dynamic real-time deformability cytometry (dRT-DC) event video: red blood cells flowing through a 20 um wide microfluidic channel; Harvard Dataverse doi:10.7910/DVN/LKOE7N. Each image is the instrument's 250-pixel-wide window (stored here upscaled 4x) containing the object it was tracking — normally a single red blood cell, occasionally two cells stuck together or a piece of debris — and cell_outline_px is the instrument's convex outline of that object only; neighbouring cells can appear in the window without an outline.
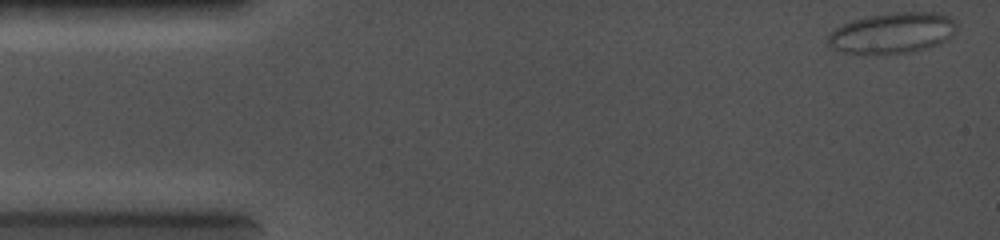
{"species": "common noctule bat (a hibernating species)", "species_latin": "Nyctalus noctula", "temperature_condition": "cold", "stored_images_in_passage": 4, "camera_frame_rate_fps": 5000, "um_per_image_px": 0.085, "animal": {"sex": "female", "body_mass_g": 19.0, "forearm_length_mm": 56.7}, "frame": {"image": 1, "passage_image": 1, "time_ms": 0.0, "image_size_px": [1000, 240], "cell_outline_px": [[956, 32], [948, 40], [940, 44], [912, 52], [840, 52], [832, 48], [828, 44], [828, 36], [840, 24], [852, 20], [868, 16], [896, 12], [940, 12], [956, 20]], "centroid_in_image_um": [75.91, 2.77], "position_along_channel_um": 9.1, "area_um2": 30.4}}
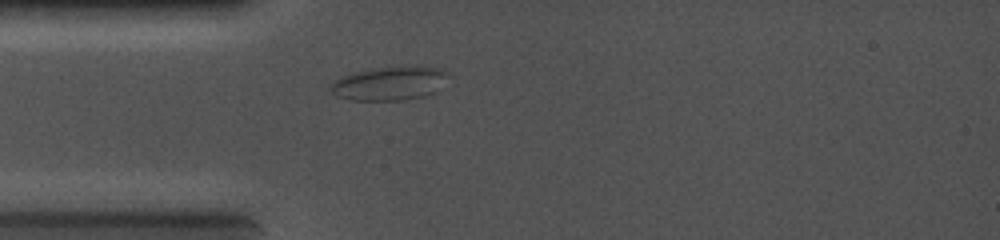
{"frame": {"image": 2, "passage_image": 4, "time_ms": 3.6, "image_size_px": [1000, 240], "cell_outline_px": [[448, 72], [436, 92], [424, 96], [404, 100], [352, 100], [336, 96], [328, 88], [340, 76], [352, 72], [372, 68], [404, 64], [420, 64], [444, 68]], "centroid_in_image_um": [33.13, 7.04], "position_along_channel_um": 51.9, "area_um2": 23.87}}